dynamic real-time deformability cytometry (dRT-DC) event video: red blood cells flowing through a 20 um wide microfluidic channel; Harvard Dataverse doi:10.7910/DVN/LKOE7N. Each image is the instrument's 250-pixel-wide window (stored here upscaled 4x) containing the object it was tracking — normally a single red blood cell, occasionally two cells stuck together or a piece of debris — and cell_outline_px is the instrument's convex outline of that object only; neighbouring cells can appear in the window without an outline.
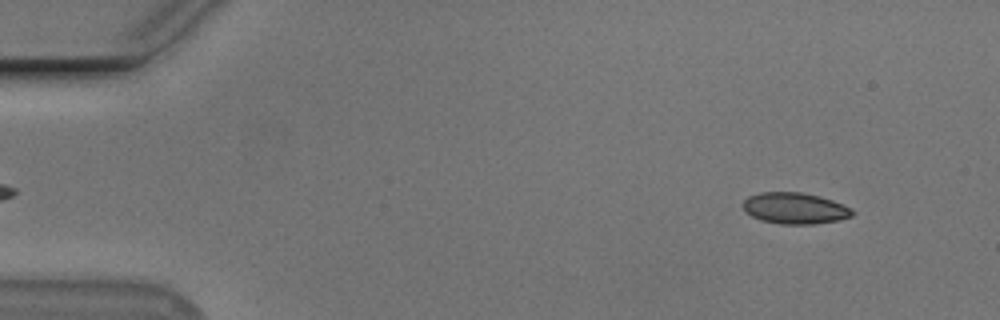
{"species": "Egyptian fruit bat (a non-hibernating species)", "species_latin": "Rousettus aegyptiacus", "temperature_condition": "cold", "stored_images_in_passage": 54, "camera_frame_rate_fps": 3000, "um_per_image_px": 0.085, "animal": {"sex": "male"}, "frame": {"image": 1, "passage_image": 5, "time_ms": 1.333, "image_size_px": [1000, 320], "cell_outline_px": [[856, 212], [852, 216], [840, 220], [812, 224], [780, 224], [760, 220], [744, 212], [744, 200], [748, 196], [760, 192], [800, 192], [820, 196], [832, 200], [852, 208]], "centroid_in_image_um": [67.58, 17.7], "position_along_channel_um": 17.4, "area_um2": 20.06}}
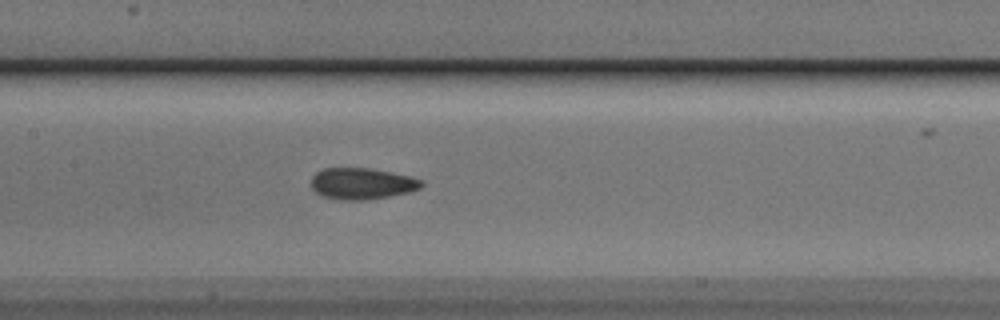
{"frame": {"image": 2, "passage_image": 26, "time_ms": 8.333, "image_size_px": [1000, 320], "cell_outline_px": [[424, 184], [420, 188], [412, 192], [364, 200], [340, 200], [320, 196], [312, 188], [312, 176], [316, 172], [324, 168], [372, 168], [412, 176], [424, 180]], "centroid_in_image_um": [30.8, 15.6], "position_along_channel_um": 176.6, "area_um2": 20.46}}
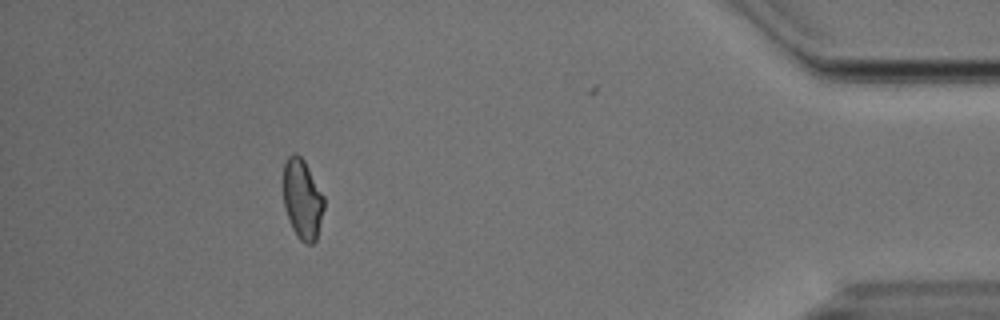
{"frame": {"image": 3, "passage_image": 49, "time_ms": 16.0, "image_size_px": [1000, 320], "cell_outline_px": [[324, 208], [316, 240], [312, 244], [304, 244], [300, 240], [292, 228], [284, 204], [284, 164], [288, 156], [292, 152], [296, 152], [304, 160], [324, 196]], "centroid_in_image_um": [25.71, 16.92], "position_along_channel_um": 409.5, "area_um2": 18.84}, "authors_computed_cell_mechanics": {"area_um2": 19.8543, "velocity_mm_per_s": 3.754, "shape_relaxation_time_tau1_ms": 10.6335, "shape_relaxation_time_tau2_ms": 1.6956, "deformation_change_tau1": 0.1404, "deformation_change_tau2": 0.0606}}